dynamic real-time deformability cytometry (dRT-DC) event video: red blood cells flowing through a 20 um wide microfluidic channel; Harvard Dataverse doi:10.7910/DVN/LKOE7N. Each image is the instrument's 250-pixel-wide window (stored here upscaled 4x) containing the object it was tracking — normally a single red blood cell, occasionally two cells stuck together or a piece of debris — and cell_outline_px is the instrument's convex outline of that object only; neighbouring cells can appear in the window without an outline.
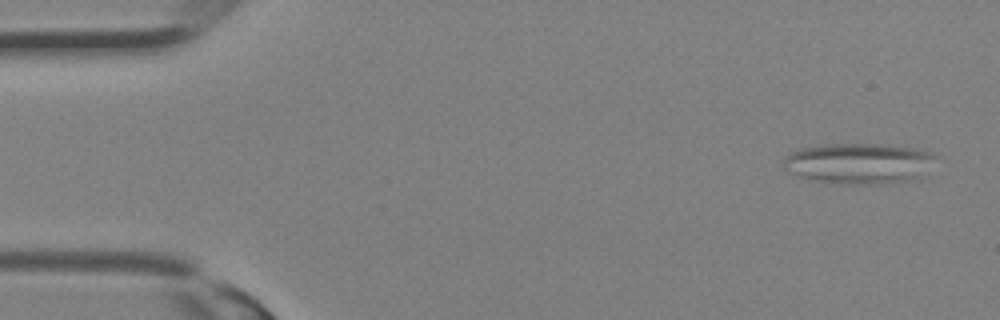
{"species": "Egyptian fruit bat (a non-hibernating species)", "species_latin": "Rousettus aegyptiacus", "temperature_condition": "room temperature", "stored_images_in_passage": 31, "camera_frame_rate_fps": 3000, "um_per_image_px": 0.085, "animal": {"sex": "female"}, "frame": {"image": 1, "passage_image": 1, "time_ms": 0.0, "image_size_px": [1000, 320], "cell_outline_px": [[936, 156], [924, 176], [920, 180], [880, 184], [840, 184], [816, 180], [800, 176], [788, 172], [784, 168], [784, 156], [788, 152], [800, 148], [824, 144], [876, 144], [916, 148], [928, 152]], "centroid_in_image_um": [73.01, 13.9], "position_along_channel_um": 12.0, "area_um2": 36.47}}
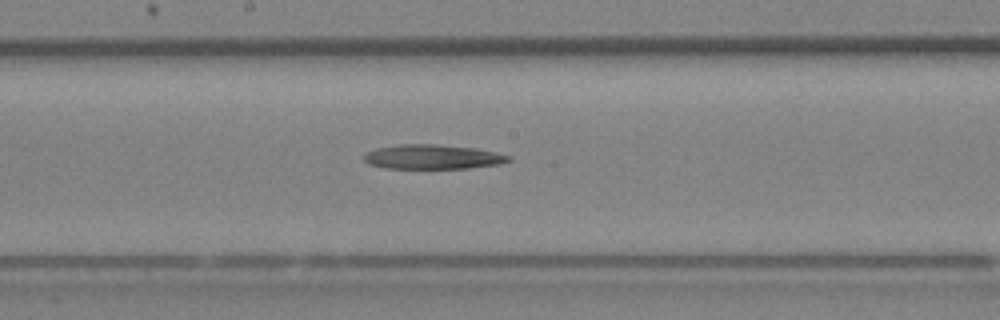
{"frame": {"image": 2, "passage_image": 16, "time_ms": 5.0, "image_size_px": [1000, 320], "cell_outline_px": [[512, 160], [500, 164], [468, 168], [384, 168], [368, 164], [360, 156], [376, 148], [400, 144], [436, 144], [476, 148], [496, 152], [512, 156]], "centroid_in_image_um": [36.77, 13.33], "position_along_channel_um": 211.4, "area_um2": 20.81}}
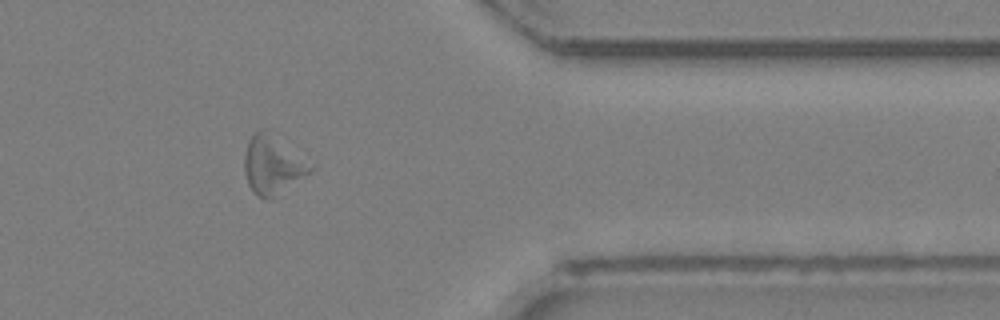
{"frame": {"image": 3, "passage_image": 25, "time_ms": 8.0, "image_size_px": [1000, 320], "cell_outline_px": [[312, 172], [272, 200], [264, 200], [248, 184], [244, 172], [244, 152], [248, 140], [260, 128], [264, 128], [312, 168]], "centroid_in_image_um": [23.1, 14.08], "position_along_channel_um": 388.3, "area_um2": 21.79}}